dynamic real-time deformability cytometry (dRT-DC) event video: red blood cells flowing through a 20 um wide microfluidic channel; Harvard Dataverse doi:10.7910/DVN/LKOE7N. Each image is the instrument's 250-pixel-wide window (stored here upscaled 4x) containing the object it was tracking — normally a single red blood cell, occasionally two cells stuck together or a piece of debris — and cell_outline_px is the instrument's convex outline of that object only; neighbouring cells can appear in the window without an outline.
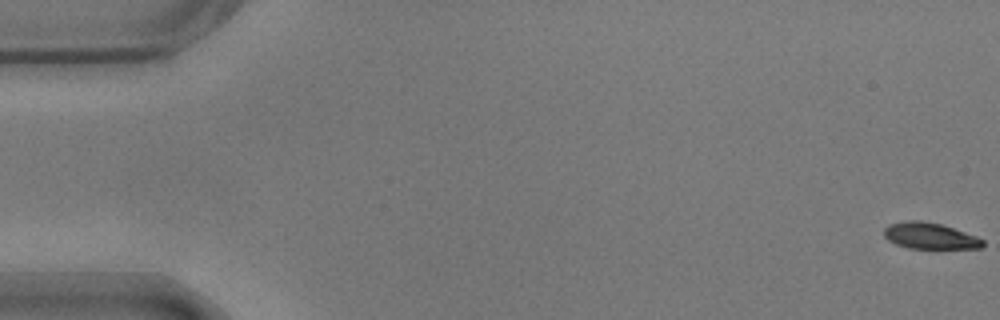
{"species": "common noctule bat (a hibernating species)", "species_latin": "Nyctalus noctula", "temperature_condition": "warm", "stored_images_in_passage": 9, "camera_frame_rate_fps": 3000, "um_per_image_px": 0.085, "animal": {"sex": "male", "body_mass_g": 17.9}, "frame": {"image": 1, "passage_image": 1, "time_ms": 0.0, "image_size_px": [1000, 320], "cell_outline_px": [[984, 244], [980, 248], [908, 248], [896, 244], [888, 240], [884, 236], [884, 228], [888, 224], [908, 220], [920, 220], [940, 224], [976, 236], [984, 240]], "centroid_in_image_um": [79.0, 20.04], "position_along_channel_um": 6.0, "area_um2": 14.97}}